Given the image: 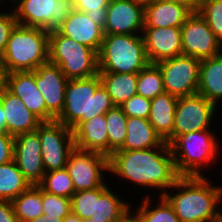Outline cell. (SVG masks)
<instances>
[{
	"instance_id": "41",
	"label": "cell",
	"mask_w": 222,
	"mask_h": 222,
	"mask_svg": "<svg viewBox=\"0 0 222 222\" xmlns=\"http://www.w3.org/2000/svg\"><path fill=\"white\" fill-rule=\"evenodd\" d=\"M9 72L0 63V99L7 90V78Z\"/></svg>"
},
{
	"instance_id": "8",
	"label": "cell",
	"mask_w": 222,
	"mask_h": 222,
	"mask_svg": "<svg viewBox=\"0 0 222 222\" xmlns=\"http://www.w3.org/2000/svg\"><path fill=\"white\" fill-rule=\"evenodd\" d=\"M49 62L56 64L70 79L92 77L98 71V53L58 30L49 32Z\"/></svg>"
},
{
	"instance_id": "24",
	"label": "cell",
	"mask_w": 222,
	"mask_h": 222,
	"mask_svg": "<svg viewBox=\"0 0 222 222\" xmlns=\"http://www.w3.org/2000/svg\"><path fill=\"white\" fill-rule=\"evenodd\" d=\"M197 93L214 103L218 108L219 106L221 108L222 53L218 56L201 60Z\"/></svg>"
},
{
	"instance_id": "10",
	"label": "cell",
	"mask_w": 222,
	"mask_h": 222,
	"mask_svg": "<svg viewBox=\"0 0 222 222\" xmlns=\"http://www.w3.org/2000/svg\"><path fill=\"white\" fill-rule=\"evenodd\" d=\"M214 103L202 95L179 97L175 111L172 135L166 140L170 145L179 135L205 129H212L213 121L222 116ZM218 111V112H217ZM217 113L219 114L217 117ZM215 118V119H214Z\"/></svg>"
},
{
	"instance_id": "37",
	"label": "cell",
	"mask_w": 222,
	"mask_h": 222,
	"mask_svg": "<svg viewBox=\"0 0 222 222\" xmlns=\"http://www.w3.org/2000/svg\"><path fill=\"white\" fill-rule=\"evenodd\" d=\"M127 117L148 119L151 110V99L134 95L120 106Z\"/></svg>"
},
{
	"instance_id": "4",
	"label": "cell",
	"mask_w": 222,
	"mask_h": 222,
	"mask_svg": "<svg viewBox=\"0 0 222 222\" xmlns=\"http://www.w3.org/2000/svg\"><path fill=\"white\" fill-rule=\"evenodd\" d=\"M215 133L219 131L205 129L185 133L169 145L180 177H206L207 173L210 174L206 171L208 167L216 164L219 158L222 161V143Z\"/></svg>"
},
{
	"instance_id": "28",
	"label": "cell",
	"mask_w": 222,
	"mask_h": 222,
	"mask_svg": "<svg viewBox=\"0 0 222 222\" xmlns=\"http://www.w3.org/2000/svg\"><path fill=\"white\" fill-rule=\"evenodd\" d=\"M152 195L148 191L140 199L142 201L139 206H135L133 209L131 205V211L138 217L140 222H180L173 207L163 196L153 198V200L159 198L158 202L156 200L154 202L151 198L153 197Z\"/></svg>"
},
{
	"instance_id": "36",
	"label": "cell",
	"mask_w": 222,
	"mask_h": 222,
	"mask_svg": "<svg viewBox=\"0 0 222 222\" xmlns=\"http://www.w3.org/2000/svg\"><path fill=\"white\" fill-rule=\"evenodd\" d=\"M109 2L110 0H74V8L86 13L92 21L104 30Z\"/></svg>"
},
{
	"instance_id": "11",
	"label": "cell",
	"mask_w": 222,
	"mask_h": 222,
	"mask_svg": "<svg viewBox=\"0 0 222 222\" xmlns=\"http://www.w3.org/2000/svg\"><path fill=\"white\" fill-rule=\"evenodd\" d=\"M66 169L75 192L106 186L109 182V157L101 153L74 147L68 156Z\"/></svg>"
},
{
	"instance_id": "7",
	"label": "cell",
	"mask_w": 222,
	"mask_h": 222,
	"mask_svg": "<svg viewBox=\"0 0 222 222\" xmlns=\"http://www.w3.org/2000/svg\"><path fill=\"white\" fill-rule=\"evenodd\" d=\"M109 185L75 192L71 197V212L84 221L117 222L122 219L133 203L123 199L126 195H118L119 191L116 193L117 189Z\"/></svg>"
},
{
	"instance_id": "29",
	"label": "cell",
	"mask_w": 222,
	"mask_h": 222,
	"mask_svg": "<svg viewBox=\"0 0 222 222\" xmlns=\"http://www.w3.org/2000/svg\"><path fill=\"white\" fill-rule=\"evenodd\" d=\"M31 186L15 161L0 165V200L12 201Z\"/></svg>"
},
{
	"instance_id": "44",
	"label": "cell",
	"mask_w": 222,
	"mask_h": 222,
	"mask_svg": "<svg viewBox=\"0 0 222 222\" xmlns=\"http://www.w3.org/2000/svg\"><path fill=\"white\" fill-rule=\"evenodd\" d=\"M117 222H140L138 217L130 210L122 219Z\"/></svg>"
},
{
	"instance_id": "49",
	"label": "cell",
	"mask_w": 222,
	"mask_h": 222,
	"mask_svg": "<svg viewBox=\"0 0 222 222\" xmlns=\"http://www.w3.org/2000/svg\"><path fill=\"white\" fill-rule=\"evenodd\" d=\"M84 222H97V221H94L93 219H88V220H85Z\"/></svg>"
},
{
	"instance_id": "46",
	"label": "cell",
	"mask_w": 222,
	"mask_h": 222,
	"mask_svg": "<svg viewBox=\"0 0 222 222\" xmlns=\"http://www.w3.org/2000/svg\"><path fill=\"white\" fill-rule=\"evenodd\" d=\"M62 222H84L80 217L70 212L63 220Z\"/></svg>"
},
{
	"instance_id": "47",
	"label": "cell",
	"mask_w": 222,
	"mask_h": 222,
	"mask_svg": "<svg viewBox=\"0 0 222 222\" xmlns=\"http://www.w3.org/2000/svg\"><path fill=\"white\" fill-rule=\"evenodd\" d=\"M132 2L138 3L145 7L146 5L151 4L154 0H131Z\"/></svg>"
},
{
	"instance_id": "27",
	"label": "cell",
	"mask_w": 222,
	"mask_h": 222,
	"mask_svg": "<svg viewBox=\"0 0 222 222\" xmlns=\"http://www.w3.org/2000/svg\"><path fill=\"white\" fill-rule=\"evenodd\" d=\"M99 76L114 106L120 107L137 94V73L99 72Z\"/></svg>"
},
{
	"instance_id": "9",
	"label": "cell",
	"mask_w": 222,
	"mask_h": 222,
	"mask_svg": "<svg viewBox=\"0 0 222 222\" xmlns=\"http://www.w3.org/2000/svg\"><path fill=\"white\" fill-rule=\"evenodd\" d=\"M10 3L18 24L44 28L48 32L57 30L75 9L74 0H13Z\"/></svg>"
},
{
	"instance_id": "14",
	"label": "cell",
	"mask_w": 222,
	"mask_h": 222,
	"mask_svg": "<svg viewBox=\"0 0 222 222\" xmlns=\"http://www.w3.org/2000/svg\"><path fill=\"white\" fill-rule=\"evenodd\" d=\"M180 30L182 55L204 60L222 53V43L199 12H192Z\"/></svg>"
},
{
	"instance_id": "18",
	"label": "cell",
	"mask_w": 222,
	"mask_h": 222,
	"mask_svg": "<svg viewBox=\"0 0 222 222\" xmlns=\"http://www.w3.org/2000/svg\"><path fill=\"white\" fill-rule=\"evenodd\" d=\"M142 36L150 63L182 55L180 27H144Z\"/></svg>"
},
{
	"instance_id": "25",
	"label": "cell",
	"mask_w": 222,
	"mask_h": 222,
	"mask_svg": "<svg viewBox=\"0 0 222 222\" xmlns=\"http://www.w3.org/2000/svg\"><path fill=\"white\" fill-rule=\"evenodd\" d=\"M127 135L119 150H144L161 146L165 141L148 119L127 117Z\"/></svg>"
},
{
	"instance_id": "39",
	"label": "cell",
	"mask_w": 222,
	"mask_h": 222,
	"mask_svg": "<svg viewBox=\"0 0 222 222\" xmlns=\"http://www.w3.org/2000/svg\"><path fill=\"white\" fill-rule=\"evenodd\" d=\"M14 137L4 131H0V165L13 160Z\"/></svg>"
},
{
	"instance_id": "5",
	"label": "cell",
	"mask_w": 222,
	"mask_h": 222,
	"mask_svg": "<svg viewBox=\"0 0 222 222\" xmlns=\"http://www.w3.org/2000/svg\"><path fill=\"white\" fill-rule=\"evenodd\" d=\"M49 62V32L18 24L11 31L0 63L9 72L34 71Z\"/></svg>"
},
{
	"instance_id": "13",
	"label": "cell",
	"mask_w": 222,
	"mask_h": 222,
	"mask_svg": "<svg viewBox=\"0 0 222 222\" xmlns=\"http://www.w3.org/2000/svg\"><path fill=\"white\" fill-rule=\"evenodd\" d=\"M156 64L162 73L165 92L177 98L197 93L201 60L180 55Z\"/></svg>"
},
{
	"instance_id": "33",
	"label": "cell",
	"mask_w": 222,
	"mask_h": 222,
	"mask_svg": "<svg viewBox=\"0 0 222 222\" xmlns=\"http://www.w3.org/2000/svg\"><path fill=\"white\" fill-rule=\"evenodd\" d=\"M38 186L45 192L71 198L75 193L73 181L66 168L45 172Z\"/></svg>"
},
{
	"instance_id": "32",
	"label": "cell",
	"mask_w": 222,
	"mask_h": 222,
	"mask_svg": "<svg viewBox=\"0 0 222 222\" xmlns=\"http://www.w3.org/2000/svg\"><path fill=\"white\" fill-rule=\"evenodd\" d=\"M126 122L127 116L119 106H114L106 113L109 156L123 146L127 135Z\"/></svg>"
},
{
	"instance_id": "6",
	"label": "cell",
	"mask_w": 222,
	"mask_h": 222,
	"mask_svg": "<svg viewBox=\"0 0 222 222\" xmlns=\"http://www.w3.org/2000/svg\"><path fill=\"white\" fill-rule=\"evenodd\" d=\"M148 61L142 34L104 35L98 53V71L138 73Z\"/></svg>"
},
{
	"instance_id": "26",
	"label": "cell",
	"mask_w": 222,
	"mask_h": 222,
	"mask_svg": "<svg viewBox=\"0 0 222 222\" xmlns=\"http://www.w3.org/2000/svg\"><path fill=\"white\" fill-rule=\"evenodd\" d=\"M178 98L167 92L151 99L148 121L161 138L166 141L173 132L175 111Z\"/></svg>"
},
{
	"instance_id": "43",
	"label": "cell",
	"mask_w": 222,
	"mask_h": 222,
	"mask_svg": "<svg viewBox=\"0 0 222 222\" xmlns=\"http://www.w3.org/2000/svg\"><path fill=\"white\" fill-rule=\"evenodd\" d=\"M62 218L52 219V218H46V214H43L40 217H37L35 219H32L28 222H62Z\"/></svg>"
},
{
	"instance_id": "12",
	"label": "cell",
	"mask_w": 222,
	"mask_h": 222,
	"mask_svg": "<svg viewBox=\"0 0 222 222\" xmlns=\"http://www.w3.org/2000/svg\"><path fill=\"white\" fill-rule=\"evenodd\" d=\"M36 131L45 172L66 168L70 151L75 147L72 129L54 120L42 122Z\"/></svg>"
},
{
	"instance_id": "38",
	"label": "cell",
	"mask_w": 222,
	"mask_h": 222,
	"mask_svg": "<svg viewBox=\"0 0 222 222\" xmlns=\"http://www.w3.org/2000/svg\"><path fill=\"white\" fill-rule=\"evenodd\" d=\"M3 10L4 12L0 11V58L5 51L11 31L17 25L13 10H10L9 6L6 9L3 8Z\"/></svg>"
},
{
	"instance_id": "40",
	"label": "cell",
	"mask_w": 222,
	"mask_h": 222,
	"mask_svg": "<svg viewBox=\"0 0 222 222\" xmlns=\"http://www.w3.org/2000/svg\"><path fill=\"white\" fill-rule=\"evenodd\" d=\"M0 222H18L11 201L0 200Z\"/></svg>"
},
{
	"instance_id": "31",
	"label": "cell",
	"mask_w": 222,
	"mask_h": 222,
	"mask_svg": "<svg viewBox=\"0 0 222 222\" xmlns=\"http://www.w3.org/2000/svg\"><path fill=\"white\" fill-rule=\"evenodd\" d=\"M137 94L148 99H154L165 92L163 77L156 63H149L137 73Z\"/></svg>"
},
{
	"instance_id": "17",
	"label": "cell",
	"mask_w": 222,
	"mask_h": 222,
	"mask_svg": "<svg viewBox=\"0 0 222 222\" xmlns=\"http://www.w3.org/2000/svg\"><path fill=\"white\" fill-rule=\"evenodd\" d=\"M68 78L60 68L51 62L35 70V83L46 104V109L57 118L64 108V96Z\"/></svg>"
},
{
	"instance_id": "35",
	"label": "cell",
	"mask_w": 222,
	"mask_h": 222,
	"mask_svg": "<svg viewBox=\"0 0 222 222\" xmlns=\"http://www.w3.org/2000/svg\"><path fill=\"white\" fill-rule=\"evenodd\" d=\"M42 207L46 218L64 219L71 212V198L50 194L42 190Z\"/></svg>"
},
{
	"instance_id": "45",
	"label": "cell",
	"mask_w": 222,
	"mask_h": 222,
	"mask_svg": "<svg viewBox=\"0 0 222 222\" xmlns=\"http://www.w3.org/2000/svg\"><path fill=\"white\" fill-rule=\"evenodd\" d=\"M5 111L0 102V131L6 132V118Z\"/></svg>"
},
{
	"instance_id": "21",
	"label": "cell",
	"mask_w": 222,
	"mask_h": 222,
	"mask_svg": "<svg viewBox=\"0 0 222 222\" xmlns=\"http://www.w3.org/2000/svg\"><path fill=\"white\" fill-rule=\"evenodd\" d=\"M75 147L101 153L109 157L106 114L79 122L72 128Z\"/></svg>"
},
{
	"instance_id": "23",
	"label": "cell",
	"mask_w": 222,
	"mask_h": 222,
	"mask_svg": "<svg viewBox=\"0 0 222 222\" xmlns=\"http://www.w3.org/2000/svg\"><path fill=\"white\" fill-rule=\"evenodd\" d=\"M184 4L170 0H154L144 7V27H180L192 14Z\"/></svg>"
},
{
	"instance_id": "42",
	"label": "cell",
	"mask_w": 222,
	"mask_h": 222,
	"mask_svg": "<svg viewBox=\"0 0 222 222\" xmlns=\"http://www.w3.org/2000/svg\"><path fill=\"white\" fill-rule=\"evenodd\" d=\"M170 1L184 4L193 12H198L203 0H170Z\"/></svg>"
},
{
	"instance_id": "16",
	"label": "cell",
	"mask_w": 222,
	"mask_h": 222,
	"mask_svg": "<svg viewBox=\"0 0 222 222\" xmlns=\"http://www.w3.org/2000/svg\"><path fill=\"white\" fill-rule=\"evenodd\" d=\"M144 7L131 0H110L104 35L142 34L144 28Z\"/></svg>"
},
{
	"instance_id": "30",
	"label": "cell",
	"mask_w": 222,
	"mask_h": 222,
	"mask_svg": "<svg viewBox=\"0 0 222 222\" xmlns=\"http://www.w3.org/2000/svg\"><path fill=\"white\" fill-rule=\"evenodd\" d=\"M18 222H28L43 215L42 189L31 185L12 201Z\"/></svg>"
},
{
	"instance_id": "34",
	"label": "cell",
	"mask_w": 222,
	"mask_h": 222,
	"mask_svg": "<svg viewBox=\"0 0 222 222\" xmlns=\"http://www.w3.org/2000/svg\"><path fill=\"white\" fill-rule=\"evenodd\" d=\"M198 12L222 43V0H203Z\"/></svg>"
},
{
	"instance_id": "3",
	"label": "cell",
	"mask_w": 222,
	"mask_h": 222,
	"mask_svg": "<svg viewBox=\"0 0 222 222\" xmlns=\"http://www.w3.org/2000/svg\"><path fill=\"white\" fill-rule=\"evenodd\" d=\"M113 107L99 73L88 78L70 79L64 96V108L56 120L72 129L79 122L106 114Z\"/></svg>"
},
{
	"instance_id": "20",
	"label": "cell",
	"mask_w": 222,
	"mask_h": 222,
	"mask_svg": "<svg viewBox=\"0 0 222 222\" xmlns=\"http://www.w3.org/2000/svg\"><path fill=\"white\" fill-rule=\"evenodd\" d=\"M63 36L94 49L99 53L104 32L86 13L73 10L57 29Z\"/></svg>"
},
{
	"instance_id": "48",
	"label": "cell",
	"mask_w": 222,
	"mask_h": 222,
	"mask_svg": "<svg viewBox=\"0 0 222 222\" xmlns=\"http://www.w3.org/2000/svg\"><path fill=\"white\" fill-rule=\"evenodd\" d=\"M8 2V0H0V9L3 7V5H4V7L5 8H8L7 6H9V5H7V4H5V3H7ZM4 3V4H3ZM3 4V5H2ZM2 6V7H1ZM0 11H3L2 9L0 10Z\"/></svg>"
},
{
	"instance_id": "22",
	"label": "cell",
	"mask_w": 222,
	"mask_h": 222,
	"mask_svg": "<svg viewBox=\"0 0 222 222\" xmlns=\"http://www.w3.org/2000/svg\"><path fill=\"white\" fill-rule=\"evenodd\" d=\"M0 102L5 111L6 133L9 135L16 137L27 132L36 131L42 123L18 96H15L8 90L5 91Z\"/></svg>"
},
{
	"instance_id": "1",
	"label": "cell",
	"mask_w": 222,
	"mask_h": 222,
	"mask_svg": "<svg viewBox=\"0 0 222 222\" xmlns=\"http://www.w3.org/2000/svg\"><path fill=\"white\" fill-rule=\"evenodd\" d=\"M110 176L163 196L180 178L169 144L144 150H118L109 156ZM147 189V190H146Z\"/></svg>"
},
{
	"instance_id": "19",
	"label": "cell",
	"mask_w": 222,
	"mask_h": 222,
	"mask_svg": "<svg viewBox=\"0 0 222 222\" xmlns=\"http://www.w3.org/2000/svg\"><path fill=\"white\" fill-rule=\"evenodd\" d=\"M7 90L15 96H18L24 105L42 122L56 120L46 109L45 100L36 86L35 70L9 73Z\"/></svg>"
},
{
	"instance_id": "2",
	"label": "cell",
	"mask_w": 222,
	"mask_h": 222,
	"mask_svg": "<svg viewBox=\"0 0 222 222\" xmlns=\"http://www.w3.org/2000/svg\"><path fill=\"white\" fill-rule=\"evenodd\" d=\"M209 178L180 177L163 194L180 222H222V184Z\"/></svg>"
},
{
	"instance_id": "15",
	"label": "cell",
	"mask_w": 222,
	"mask_h": 222,
	"mask_svg": "<svg viewBox=\"0 0 222 222\" xmlns=\"http://www.w3.org/2000/svg\"><path fill=\"white\" fill-rule=\"evenodd\" d=\"M13 160L31 185H38L42 181L45 170L37 131L14 137Z\"/></svg>"
}]
</instances>
